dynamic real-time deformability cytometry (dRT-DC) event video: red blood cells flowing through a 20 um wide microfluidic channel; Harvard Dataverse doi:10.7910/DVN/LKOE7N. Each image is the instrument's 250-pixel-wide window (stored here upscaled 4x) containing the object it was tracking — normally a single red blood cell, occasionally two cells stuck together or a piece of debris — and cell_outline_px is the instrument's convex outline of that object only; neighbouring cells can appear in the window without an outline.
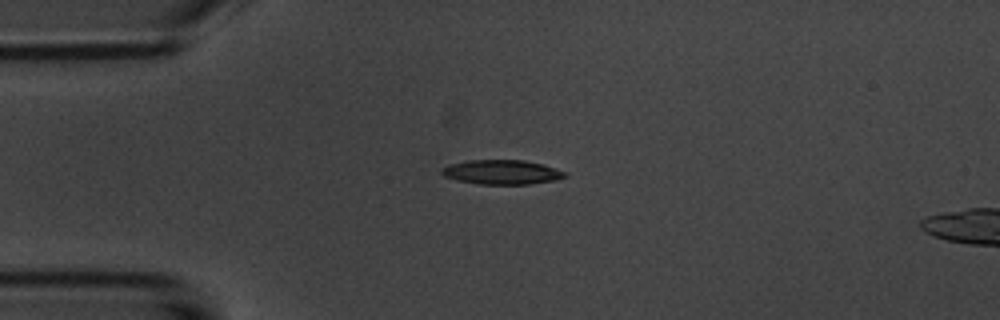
{"species": "common noctule bat (a hibernating species)", "species_latin": "Nyctalus noctula", "temperature_condition": "room temperature", "stored_images_in_passage": 42, "camera_frame_rate_fps": 3000, "um_per_image_px": 0.085, "animal": {"sex": "male", "body_mass_g": 20.1, "forearm_length_mm": 53.5}, "frame": {"image": 1, "passage_image": 1, "time_ms": 0.0, "image_size_px": [1000, 320], "cell_outline_px": [[568, 176], [556, 180], [528, 184], [480, 184], [456, 180], [444, 176], [440, 172], [440, 168], [452, 164], [468, 160], [524, 160], [544, 164], [568, 172]], "centroid_in_image_um": [42.69, 14.63], "position_along_channel_um": 42.3, "area_um2": 17.69}}
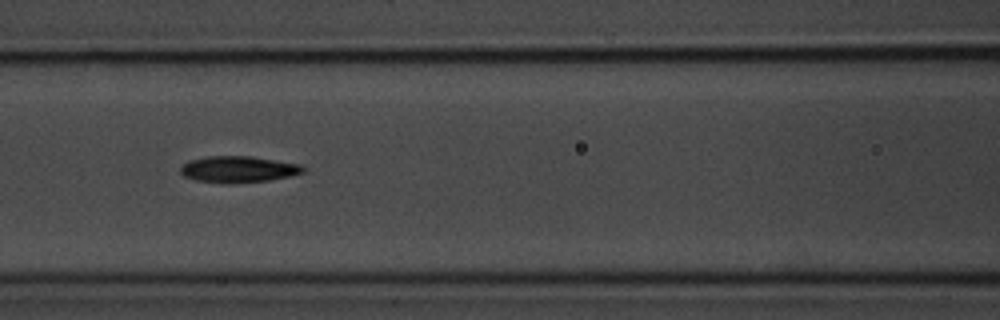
{"frame": {"image": 2, "passage_image": 11, "time_ms": 3.333, "image_size_px": [1000, 320], "cell_outline_px": [[304, 172], [292, 176], [268, 180], [232, 184], [224, 184], [196, 180], [184, 176], [180, 172], [180, 168], [184, 164], [192, 160], [208, 156], [252, 156], [300, 164], [304, 168]], "centroid_in_image_um": [20.27, 14.4], "position_along_channel_um": 146.3, "area_um2": 18.9}}
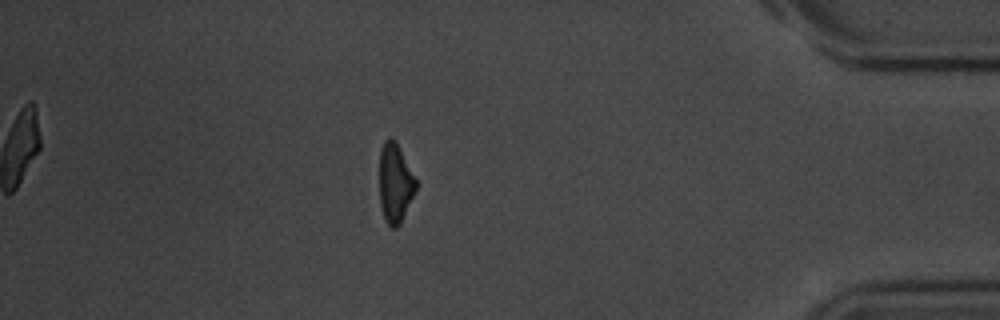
{"frame": {"image": 3, "passage_image": 35, "time_ms": 11.333, "image_size_px": [1000, 320], "cell_outline_px": [[416, 192], [400, 224], [396, 228], [392, 228], [384, 220], [380, 204], [380, 148], [384, 140], [396, 140], [416, 180]], "centroid_in_image_um": [33.58, 15.6], "position_along_channel_um": 401.6, "area_um2": 16.82}, "authors_computed_cell_mechanics": {"area_um2": 18.0625, "velocity_mm_per_s": 3.7213, "shape_relaxation_time_tau1_ms": 3.0601, "shape_relaxation_time_tau2_ms": 8.9119, "deformation_change_tau1": 0.1258, "deformation_change_tau2": 0.2004}}